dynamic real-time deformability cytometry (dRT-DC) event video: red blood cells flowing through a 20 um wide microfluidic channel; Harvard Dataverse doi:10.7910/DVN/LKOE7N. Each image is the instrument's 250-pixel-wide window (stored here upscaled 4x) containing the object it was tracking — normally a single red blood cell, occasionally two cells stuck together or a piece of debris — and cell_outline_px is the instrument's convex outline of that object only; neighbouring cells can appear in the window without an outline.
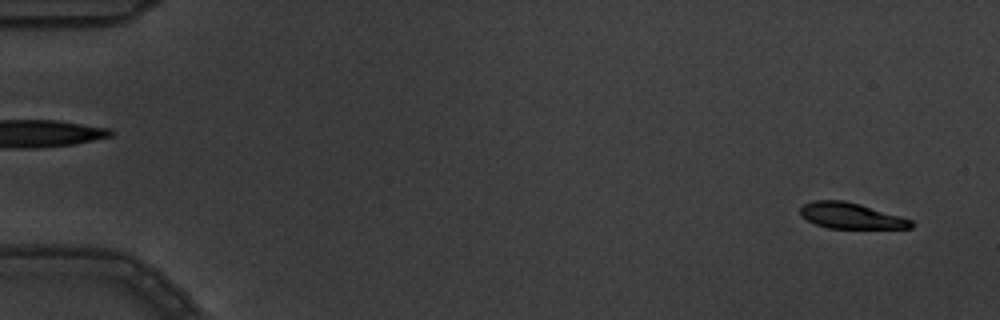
{"species": "common noctule bat (a hibernating species)", "species_latin": "Nyctalus noctula", "temperature_condition": "warm", "stored_images_in_passage": 8, "camera_frame_rate_fps": 3000, "um_per_image_px": 0.085, "animal": {"sex": "male", "body_mass_g": 19.5, "forearm_length_mm": 54.6}, "frame": {"image": 1, "passage_image": 1, "time_ms": 0.0, "image_size_px": [1000, 320], "cell_outline_px": [[916, 224], [912, 228], [828, 228], [816, 224], [800, 216], [800, 208], [804, 204], [812, 200], [844, 200], [860, 204], [900, 216], [912, 220]], "centroid_in_image_um": [72.33, 18.33], "position_along_channel_um": 12.7, "area_um2": 16.7}}
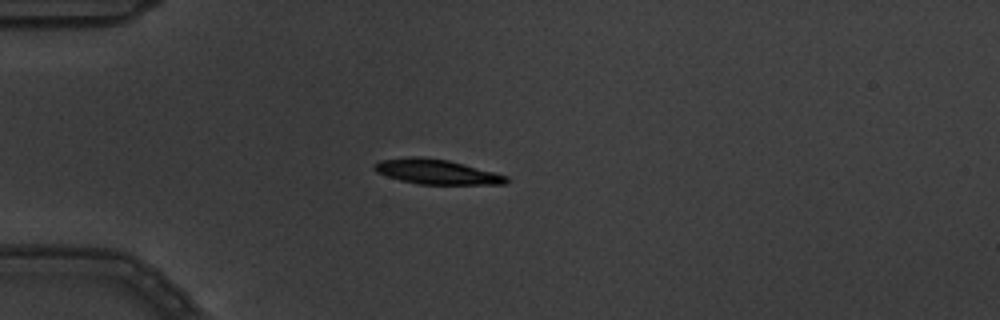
{"frame": {"image": 2, "passage_image": 4, "time_ms": 1.0, "image_size_px": [1000, 320], "cell_outline_px": [[512, 180], [504, 184], [420, 184], [400, 180], [376, 172], [372, 168], [372, 164], [380, 160], [408, 156], [420, 156], [448, 160], [464, 164], [508, 176]], "centroid_in_image_um": [37.08, 14.59], "position_along_channel_um": 47.9, "area_um2": 19.19}}
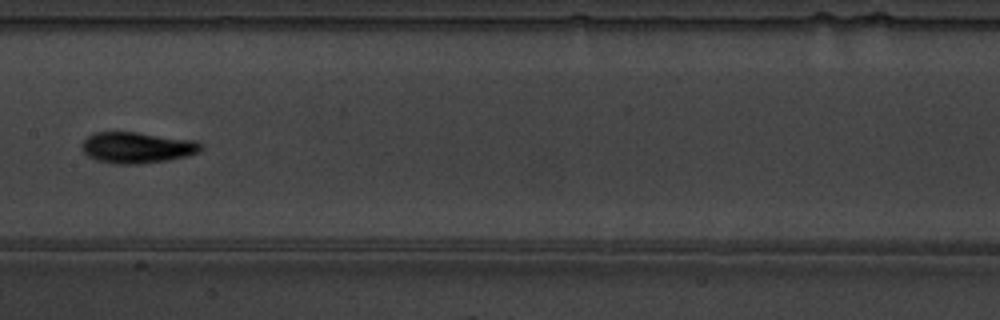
{"frame": {"image": 3, "passage_image": 8, "time_ms": 2.333, "image_size_px": [1000, 320], "cell_outline_px": [[204, 148], [200, 152], [168, 160], [140, 164], [116, 164], [96, 160], [88, 156], [84, 152], [84, 140], [88, 136], [96, 132], [136, 132], [196, 140], [204, 144]], "centroid_in_image_um": [11.71, 12.54], "position_along_channel_um": 195.7, "area_um2": 21.56}}